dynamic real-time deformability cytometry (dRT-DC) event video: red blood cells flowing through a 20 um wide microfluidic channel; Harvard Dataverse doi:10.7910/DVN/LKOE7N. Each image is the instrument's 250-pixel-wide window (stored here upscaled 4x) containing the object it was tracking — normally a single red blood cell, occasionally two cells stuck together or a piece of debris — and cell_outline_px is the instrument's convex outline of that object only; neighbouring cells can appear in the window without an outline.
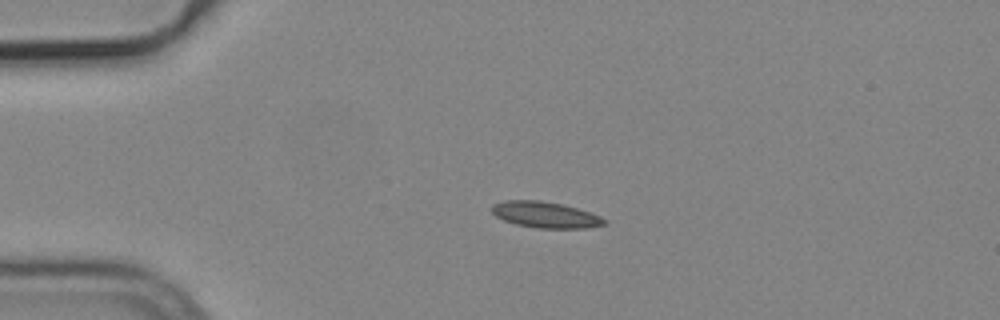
{"species": "common noctule bat (a hibernating species)", "species_latin": "Nyctalus noctula", "temperature_condition": "cold", "stored_images_in_passage": 3, "camera_frame_rate_fps": 3000, "um_per_image_px": 0.085, "animal": {"sex": "male", "body_mass_g": 19.2, "forearm_length_mm": 51.8}, "frame": {"image": 1, "passage_image": 2, "time_ms": 0.333, "image_size_px": [1000, 320], "cell_outline_px": [[608, 224], [588, 228], [536, 228], [516, 224], [504, 220], [496, 216], [492, 212], [492, 204], [504, 200], [540, 200], [560, 204], [576, 208], [600, 216], [608, 220]], "centroid_in_image_um": [46.37, 18.26], "position_along_channel_um": 38.6, "area_um2": 17.11}}